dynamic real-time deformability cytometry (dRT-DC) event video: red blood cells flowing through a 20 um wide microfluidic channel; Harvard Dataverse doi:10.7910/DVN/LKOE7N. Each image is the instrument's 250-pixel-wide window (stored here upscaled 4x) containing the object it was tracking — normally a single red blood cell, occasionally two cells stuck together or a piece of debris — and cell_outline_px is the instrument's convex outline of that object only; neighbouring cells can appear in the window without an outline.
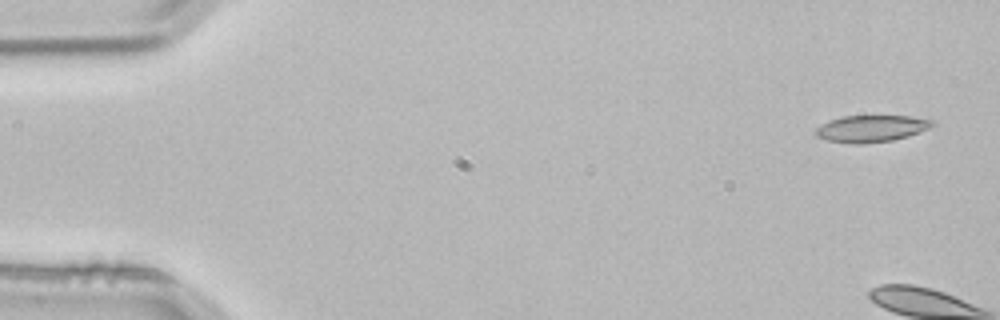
{"species": "common noctule bat (a hibernating species)", "species_latin": "Nyctalus noctula", "temperature_condition": "room temperature", "stored_images_in_passage": 5, "camera_frame_rate_fps": 3000, "um_per_image_px": 0.085, "animal": {"sex": "male", "body_mass_g": 21.5, "forearm_length_mm": 52.0}, "frame": {"image": 1, "passage_image": 1, "time_ms": 0.0, "image_size_px": [1000, 320], "cell_outline_px": [[936, 124], [928, 128], [908, 136], [892, 140], [860, 144], [852, 144], [824, 140], [816, 136], [816, 128], [820, 124], [828, 120], [840, 116], [912, 116], [936, 120]], "centroid_in_image_um": [74.04, 10.92], "position_along_channel_um": 11.0, "area_um2": 18.44}}